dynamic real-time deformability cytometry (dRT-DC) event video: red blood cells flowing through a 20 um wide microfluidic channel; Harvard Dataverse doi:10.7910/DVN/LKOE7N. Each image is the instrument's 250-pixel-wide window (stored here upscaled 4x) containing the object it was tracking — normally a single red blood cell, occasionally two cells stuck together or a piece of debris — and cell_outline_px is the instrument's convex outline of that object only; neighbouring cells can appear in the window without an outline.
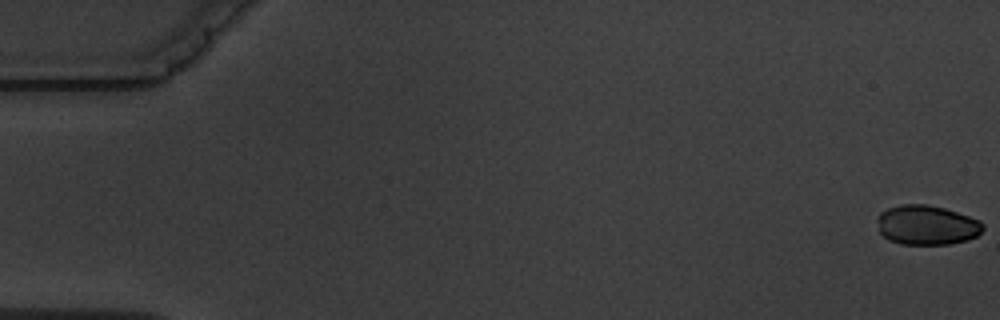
{"species": "common noctule bat (a hibernating species)", "species_latin": "Nyctalus noctula", "temperature_condition": "warm", "stored_images_in_passage": 7, "segment_of_instrument_passage": [1, 2], "camera_frame_rate_fps": 3000, "um_per_image_px": 0.085, "animal": {"sex": "male", "body_mass_g": 19.5, "forearm_length_mm": 54.6}, "frame": {"image": 1, "passage_image": 1, "time_ms": 0.0, "image_size_px": [1000, 320], "cell_outline_px": [[984, 228], [976, 236], [968, 240], [948, 244], [900, 244], [888, 240], [880, 232], [876, 220], [876, 216], [880, 212], [888, 208], [900, 204], [928, 204], [944, 208], [980, 220], [984, 224]], "centroid_in_image_um": [78.75, 19.12], "position_along_channel_um": 6.3, "area_um2": 24.57}}